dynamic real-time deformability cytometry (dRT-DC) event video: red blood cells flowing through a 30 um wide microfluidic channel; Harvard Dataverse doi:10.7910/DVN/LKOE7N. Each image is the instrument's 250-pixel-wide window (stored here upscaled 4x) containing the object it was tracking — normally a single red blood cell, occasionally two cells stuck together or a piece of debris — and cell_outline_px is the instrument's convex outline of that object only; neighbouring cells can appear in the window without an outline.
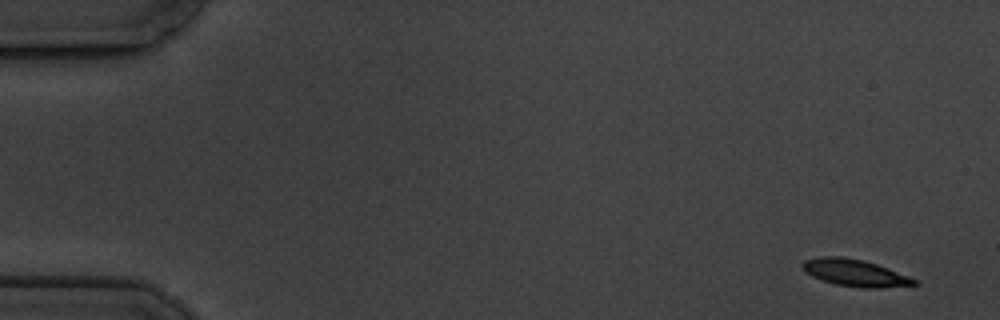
{"species": "common noctule bat (a hibernating species)", "species_latin": "Nyctalus noctula", "temperature_condition": "cold", "stored_images_in_passage": 5, "camera_frame_rate_fps": 3000, "um_per_image_px": 0.085, "animal": {"sex": "male", "body_mass_g": 19.5, "forearm_length_mm": 54.6}, "frame": {"image": 1, "passage_image": 1, "time_ms": 0.0, "image_size_px": [1000, 320], "cell_outline_px": [[920, 284], [880, 288], [860, 288], [836, 284], [820, 280], [812, 276], [800, 264], [804, 260], [820, 256], [840, 256], [864, 260], [888, 268], [908, 276], [916, 280]], "centroid_in_image_um": [72.67, 23.19], "position_along_channel_um": 12.3, "area_um2": 17.51}}
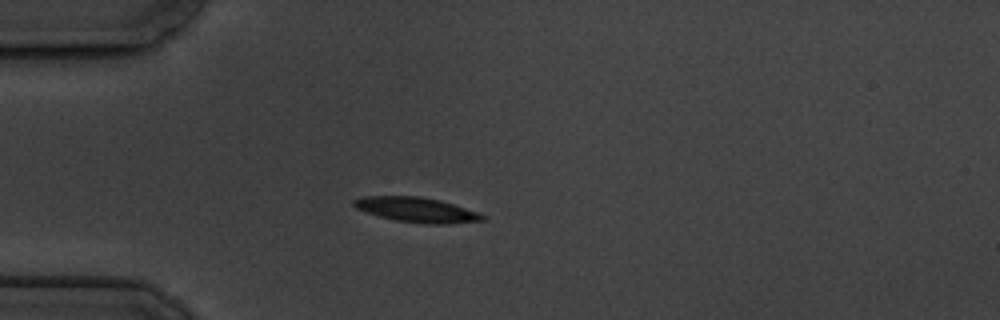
{"frame": {"image": 2, "passage_image": 5, "time_ms": 4.333, "image_size_px": [1000, 320], "cell_outline_px": [[484, 220], [448, 224], [424, 224], [396, 220], [380, 216], [356, 208], [352, 204], [352, 200], [364, 196], [420, 196], [440, 200], [476, 212], [484, 216]], "centroid_in_image_um": [35.38, 17.83], "position_along_channel_um": 49.6, "area_um2": 18.38}}